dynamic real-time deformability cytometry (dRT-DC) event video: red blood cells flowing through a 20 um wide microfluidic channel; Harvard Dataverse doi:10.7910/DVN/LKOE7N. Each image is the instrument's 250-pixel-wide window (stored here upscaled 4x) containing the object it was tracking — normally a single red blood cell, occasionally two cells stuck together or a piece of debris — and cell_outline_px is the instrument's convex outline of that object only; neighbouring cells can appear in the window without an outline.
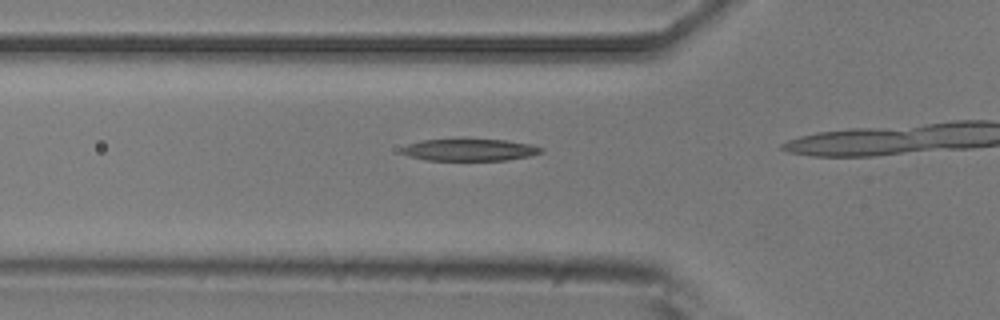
{"species": "common noctule bat (a hibernating species)", "species_latin": "Nyctalus noctula", "temperature_condition": "room temperature", "stored_images_in_passage": 15, "camera_frame_rate_fps": 3000, "um_per_image_px": 0.085, "animal": {"sex": "male", "body_mass_g": 20.5, "forearm_length_mm": 52.5}, "frame": {"image": 1, "passage_image": 13, "time_ms": 4.0, "image_size_px": [1000, 320], "cell_outline_px": [[544, 152], [528, 156], [508, 160], [424, 160], [408, 156], [400, 152], [400, 148], [408, 144], [424, 140], [464, 136], [508, 140], [532, 144], [544, 148]], "centroid_in_image_um": [39.92, 12.69], "position_along_channel_um": 85.9, "area_um2": 19.02}}